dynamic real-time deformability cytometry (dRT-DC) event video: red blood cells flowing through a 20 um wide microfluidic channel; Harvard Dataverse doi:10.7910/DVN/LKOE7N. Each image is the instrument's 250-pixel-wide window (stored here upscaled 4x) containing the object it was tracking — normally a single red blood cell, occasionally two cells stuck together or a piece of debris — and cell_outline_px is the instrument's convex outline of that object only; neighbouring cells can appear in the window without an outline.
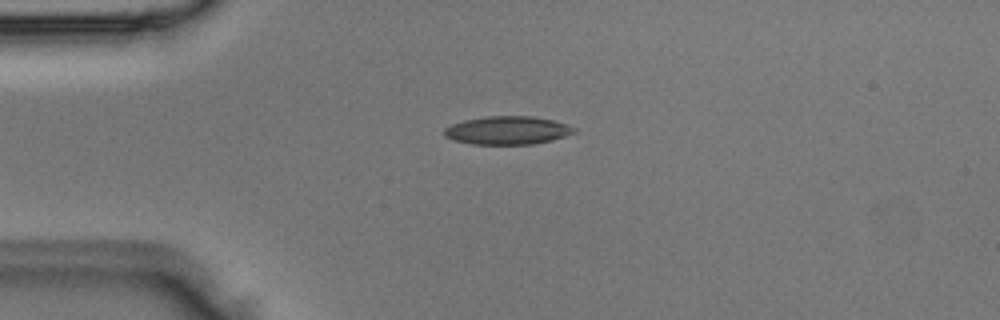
{"species": "Egyptian fruit bat (a non-hibernating species)", "species_latin": "Rousettus aegyptiacus", "temperature_condition": "room temperature", "stored_images_in_passage": 4, "camera_frame_rate_fps": 3000, "um_per_image_px": 0.085, "animal": {"sex": "male"}, "frame": {"image": 1, "passage_image": 4, "time_ms": 1.0, "image_size_px": [1000, 320], "cell_outline_px": [[576, 132], [552, 140], [532, 144], [472, 144], [456, 140], [444, 136], [444, 128], [452, 124], [464, 120], [484, 116], [532, 116], [552, 120], [576, 128]], "centroid_in_image_um": [43.12, 11.07], "position_along_channel_um": 41.9, "area_um2": 21.21}}